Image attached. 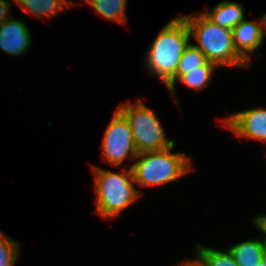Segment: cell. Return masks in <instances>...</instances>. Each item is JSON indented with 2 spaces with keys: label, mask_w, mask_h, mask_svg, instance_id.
<instances>
[{
  "label": "cell",
  "mask_w": 266,
  "mask_h": 266,
  "mask_svg": "<svg viewBox=\"0 0 266 266\" xmlns=\"http://www.w3.org/2000/svg\"><path fill=\"white\" fill-rule=\"evenodd\" d=\"M117 110L126 118L131 129L137 153L162 151L175 144L174 139H167L164 129L154 112L143 102L135 104L127 101L120 104Z\"/></svg>",
  "instance_id": "5b68a950"
},
{
  "label": "cell",
  "mask_w": 266,
  "mask_h": 266,
  "mask_svg": "<svg viewBox=\"0 0 266 266\" xmlns=\"http://www.w3.org/2000/svg\"><path fill=\"white\" fill-rule=\"evenodd\" d=\"M196 247L195 254L205 266H239L229 250L224 252L201 244Z\"/></svg>",
  "instance_id": "9a60e30c"
},
{
  "label": "cell",
  "mask_w": 266,
  "mask_h": 266,
  "mask_svg": "<svg viewBox=\"0 0 266 266\" xmlns=\"http://www.w3.org/2000/svg\"><path fill=\"white\" fill-rule=\"evenodd\" d=\"M262 17L264 21V33H266V13Z\"/></svg>",
  "instance_id": "7402d4cb"
},
{
  "label": "cell",
  "mask_w": 266,
  "mask_h": 266,
  "mask_svg": "<svg viewBox=\"0 0 266 266\" xmlns=\"http://www.w3.org/2000/svg\"><path fill=\"white\" fill-rule=\"evenodd\" d=\"M20 244L0 231V266H14L19 257Z\"/></svg>",
  "instance_id": "e0dca14e"
},
{
  "label": "cell",
  "mask_w": 266,
  "mask_h": 266,
  "mask_svg": "<svg viewBox=\"0 0 266 266\" xmlns=\"http://www.w3.org/2000/svg\"><path fill=\"white\" fill-rule=\"evenodd\" d=\"M238 137L266 143V108H251L220 119Z\"/></svg>",
  "instance_id": "52a82bcc"
},
{
  "label": "cell",
  "mask_w": 266,
  "mask_h": 266,
  "mask_svg": "<svg viewBox=\"0 0 266 266\" xmlns=\"http://www.w3.org/2000/svg\"><path fill=\"white\" fill-rule=\"evenodd\" d=\"M254 224L263 233L262 239L245 240L228 248L239 266H257L262 260L264 231L255 222Z\"/></svg>",
  "instance_id": "8fae6325"
},
{
  "label": "cell",
  "mask_w": 266,
  "mask_h": 266,
  "mask_svg": "<svg viewBox=\"0 0 266 266\" xmlns=\"http://www.w3.org/2000/svg\"><path fill=\"white\" fill-rule=\"evenodd\" d=\"M207 61L205 55L190 43L179 60L176 70V83L177 80L185 74V70L197 69L198 67L203 66Z\"/></svg>",
  "instance_id": "2e32d148"
},
{
  "label": "cell",
  "mask_w": 266,
  "mask_h": 266,
  "mask_svg": "<svg viewBox=\"0 0 266 266\" xmlns=\"http://www.w3.org/2000/svg\"><path fill=\"white\" fill-rule=\"evenodd\" d=\"M202 13L213 23L230 30L244 20V7L232 1H223L212 11L204 10Z\"/></svg>",
  "instance_id": "30bf717a"
},
{
  "label": "cell",
  "mask_w": 266,
  "mask_h": 266,
  "mask_svg": "<svg viewBox=\"0 0 266 266\" xmlns=\"http://www.w3.org/2000/svg\"><path fill=\"white\" fill-rule=\"evenodd\" d=\"M182 17L188 24L191 39L194 38L197 42L193 45L209 62L218 67H250L234 47L232 30L213 23L203 13H191Z\"/></svg>",
  "instance_id": "7a4b0ae2"
},
{
  "label": "cell",
  "mask_w": 266,
  "mask_h": 266,
  "mask_svg": "<svg viewBox=\"0 0 266 266\" xmlns=\"http://www.w3.org/2000/svg\"><path fill=\"white\" fill-rule=\"evenodd\" d=\"M92 172L97 208L93 212L102 218L112 219L119 216L142 195L133 185L135 182L131 167L118 173L94 165Z\"/></svg>",
  "instance_id": "3957f363"
},
{
  "label": "cell",
  "mask_w": 266,
  "mask_h": 266,
  "mask_svg": "<svg viewBox=\"0 0 266 266\" xmlns=\"http://www.w3.org/2000/svg\"><path fill=\"white\" fill-rule=\"evenodd\" d=\"M262 261L266 262V235L264 233V243L262 248Z\"/></svg>",
  "instance_id": "44dd1931"
},
{
  "label": "cell",
  "mask_w": 266,
  "mask_h": 266,
  "mask_svg": "<svg viewBox=\"0 0 266 266\" xmlns=\"http://www.w3.org/2000/svg\"><path fill=\"white\" fill-rule=\"evenodd\" d=\"M216 68H218L217 65L207 61L203 66H200L197 69L185 70V74H183L177 81L181 82L188 88L200 91L206 88L211 82L212 73Z\"/></svg>",
  "instance_id": "5bb4252c"
},
{
  "label": "cell",
  "mask_w": 266,
  "mask_h": 266,
  "mask_svg": "<svg viewBox=\"0 0 266 266\" xmlns=\"http://www.w3.org/2000/svg\"><path fill=\"white\" fill-rule=\"evenodd\" d=\"M257 266H266V262H264V261H260L258 264H257Z\"/></svg>",
  "instance_id": "603a6c76"
},
{
  "label": "cell",
  "mask_w": 266,
  "mask_h": 266,
  "mask_svg": "<svg viewBox=\"0 0 266 266\" xmlns=\"http://www.w3.org/2000/svg\"><path fill=\"white\" fill-rule=\"evenodd\" d=\"M257 22L244 19L232 29L234 47L250 65L251 53L259 49L265 38L263 17Z\"/></svg>",
  "instance_id": "9c48e42d"
},
{
  "label": "cell",
  "mask_w": 266,
  "mask_h": 266,
  "mask_svg": "<svg viewBox=\"0 0 266 266\" xmlns=\"http://www.w3.org/2000/svg\"><path fill=\"white\" fill-rule=\"evenodd\" d=\"M20 5L22 10L28 12L32 17L40 19L50 18L59 14L66 8L71 7L74 2L72 0H13Z\"/></svg>",
  "instance_id": "7c38bea8"
},
{
  "label": "cell",
  "mask_w": 266,
  "mask_h": 266,
  "mask_svg": "<svg viewBox=\"0 0 266 266\" xmlns=\"http://www.w3.org/2000/svg\"><path fill=\"white\" fill-rule=\"evenodd\" d=\"M83 2L89 4L103 18L111 22L127 24V0H83Z\"/></svg>",
  "instance_id": "4fadbf2b"
},
{
  "label": "cell",
  "mask_w": 266,
  "mask_h": 266,
  "mask_svg": "<svg viewBox=\"0 0 266 266\" xmlns=\"http://www.w3.org/2000/svg\"><path fill=\"white\" fill-rule=\"evenodd\" d=\"M190 40L186 20L177 16L162 27L145 56L146 69L162 80L175 99L176 70Z\"/></svg>",
  "instance_id": "6da1fadb"
},
{
  "label": "cell",
  "mask_w": 266,
  "mask_h": 266,
  "mask_svg": "<svg viewBox=\"0 0 266 266\" xmlns=\"http://www.w3.org/2000/svg\"><path fill=\"white\" fill-rule=\"evenodd\" d=\"M254 222L264 231L266 235V214L254 217Z\"/></svg>",
  "instance_id": "d6986e66"
},
{
  "label": "cell",
  "mask_w": 266,
  "mask_h": 266,
  "mask_svg": "<svg viewBox=\"0 0 266 266\" xmlns=\"http://www.w3.org/2000/svg\"><path fill=\"white\" fill-rule=\"evenodd\" d=\"M102 138V159L120 166L126 158L138 155L126 118L116 109Z\"/></svg>",
  "instance_id": "8992f818"
},
{
  "label": "cell",
  "mask_w": 266,
  "mask_h": 266,
  "mask_svg": "<svg viewBox=\"0 0 266 266\" xmlns=\"http://www.w3.org/2000/svg\"><path fill=\"white\" fill-rule=\"evenodd\" d=\"M31 34L20 20L9 17L0 24V50L8 55H24L31 46Z\"/></svg>",
  "instance_id": "ba28073f"
},
{
  "label": "cell",
  "mask_w": 266,
  "mask_h": 266,
  "mask_svg": "<svg viewBox=\"0 0 266 266\" xmlns=\"http://www.w3.org/2000/svg\"><path fill=\"white\" fill-rule=\"evenodd\" d=\"M176 144L162 151L139 153L131 170L133 180L142 187L160 186L174 182L192 170L191 161L184 153L171 152Z\"/></svg>",
  "instance_id": "277c9868"
},
{
  "label": "cell",
  "mask_w": 266,
  "mask_h": 266,
  "mask_svg": "<svg viewBox=\"0 0 266 266\" xmlns=\"http://www.w3.org/2000/svg\"><path fill=\"white\" fill-rule=\"evenodd\" d=\"M11 5L12 3L8 0H0V24L11 17Z\"/></svg>",
  "instance_id": "ac0fdd59"
},
{
  "label": "cell",
  "mask_w": 266,
  "mask_h": 266,
  "mask_svg": "<svg viewBox=\"0 0 266 266\" xmlns=\"http://www.w3.org/2000/svg\"><path fill=\"white\" fill-rule=\"evenodd\" d=\"M196 259H193V260H186L182 263H180V265H177V266H205L203 264V262L196 256L195 257Z\"/></svg>",
  "instance_id": "ffe728a7"
}]
</instances>
